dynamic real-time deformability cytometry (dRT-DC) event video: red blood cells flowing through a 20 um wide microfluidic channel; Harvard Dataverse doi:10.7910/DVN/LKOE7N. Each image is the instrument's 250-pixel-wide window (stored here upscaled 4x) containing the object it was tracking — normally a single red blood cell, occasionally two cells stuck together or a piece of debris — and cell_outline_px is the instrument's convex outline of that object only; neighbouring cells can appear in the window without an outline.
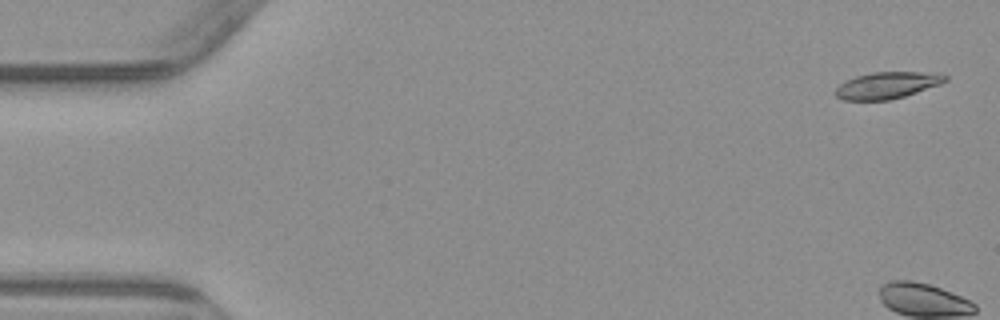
{"species": "common noctule bat (a hibernating species)", "species_latin": "Nyctalus noctula", "temperature_condition": "warm", "stored_images_in_passage": 5, "camera_frame_rate_fps": 3000, "um_per_image_px": 0.085, "animal": {"sex": "male", "body_mass_g": 23.1, "forearm_length_mm": 52.7}, "frame": {"image": 1, "passage_image": 1, "time_ms": 0.0, "image_size_px": [1000, 320], "cell_outline_px": [[948, 80], [940, 84], [904, 96], [888, 100], [844, 100], [836, 96], [836, 88], [840, 84], [856, 76], [872, 72], [920, 72], [948, 76]], "centroid_in_image_um": [75.39, 7.25], "position_along_channel_um": 9.6, "area_um2": 16.7}}